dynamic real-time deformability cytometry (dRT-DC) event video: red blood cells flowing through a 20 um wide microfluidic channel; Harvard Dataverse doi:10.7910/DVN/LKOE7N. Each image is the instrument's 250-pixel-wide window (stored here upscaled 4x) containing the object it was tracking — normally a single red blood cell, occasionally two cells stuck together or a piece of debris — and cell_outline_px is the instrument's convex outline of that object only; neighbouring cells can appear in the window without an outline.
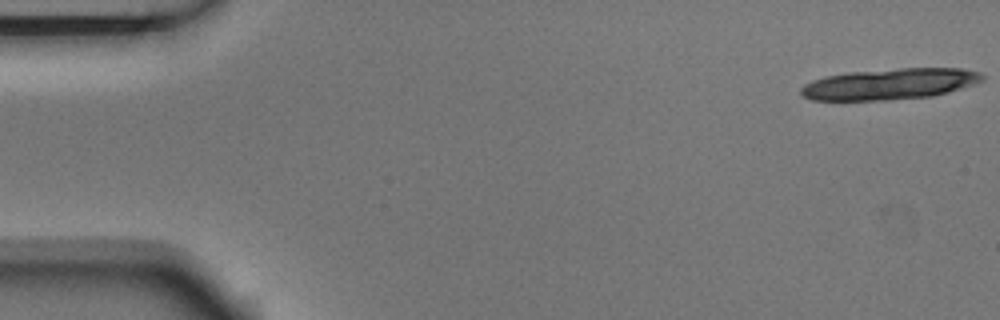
{"species": "Egyptian fruit bat (a non-hibernating species)", "species_latin": "Rousettus aegyptiacus", "temperature_condition": "room temperature", "stored_images_in_passage": 6, "camera_frame_rate_fps": 3000, "um_per_image_px": 0.085, "animal": {"sex": "male"}, "frame": {"image": 1, "passage_image": 1, "time_ms": 0.0, "image_size_px": [1000, 320], "cell_outline_px": [[984, 80], [948, 92], [932, 96], [888, 100], [812, 100], [804, 96], [800, 92], [800, 88], [804, 84], [812, 80], [824, 76], [848, 72], [900, 68], [960, 68], [980, 72], [984, 76]], "centroid_in_image_um": [75.6, 7.13], "position_along_channel_um": 9.4, "area_um2": 32.83}}